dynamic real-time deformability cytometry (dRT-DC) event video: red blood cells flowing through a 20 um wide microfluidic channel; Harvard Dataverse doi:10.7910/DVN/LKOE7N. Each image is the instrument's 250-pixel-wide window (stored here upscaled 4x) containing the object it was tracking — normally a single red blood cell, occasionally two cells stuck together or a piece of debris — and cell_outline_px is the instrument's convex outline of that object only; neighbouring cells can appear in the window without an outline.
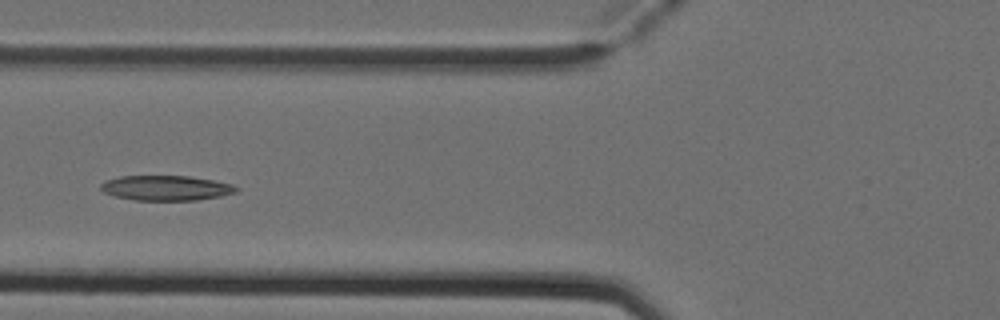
{"species": "Egyptian fruit bat (a non-hibernating species)", "species_latin": "Rousettus aegyptiacus", "temperature_condition": "cold", "stored_images_in_passage": 6, "camera_frame_rate_fps": 3000, "um_per_image_px": 0.085, "animal": {"sex": "female"}, "frame": {"image": 1, "passage_image": 6, "time_ms": 1.667, "image_size_px": [1000, 320], "cell_outline_px": [[240, 188], [236, 192], [220, 196], [196, 200], [132, 200], [112, 196], [104, 192], [100, 188], [100, 184], [104, 180], [120, 176], [188, 176], [212, 180], [232, 184]], "centroid_in_image_um": [14.07, 15.98], "position_along_channel_um": 111.7, "area_um2": 19.83}}